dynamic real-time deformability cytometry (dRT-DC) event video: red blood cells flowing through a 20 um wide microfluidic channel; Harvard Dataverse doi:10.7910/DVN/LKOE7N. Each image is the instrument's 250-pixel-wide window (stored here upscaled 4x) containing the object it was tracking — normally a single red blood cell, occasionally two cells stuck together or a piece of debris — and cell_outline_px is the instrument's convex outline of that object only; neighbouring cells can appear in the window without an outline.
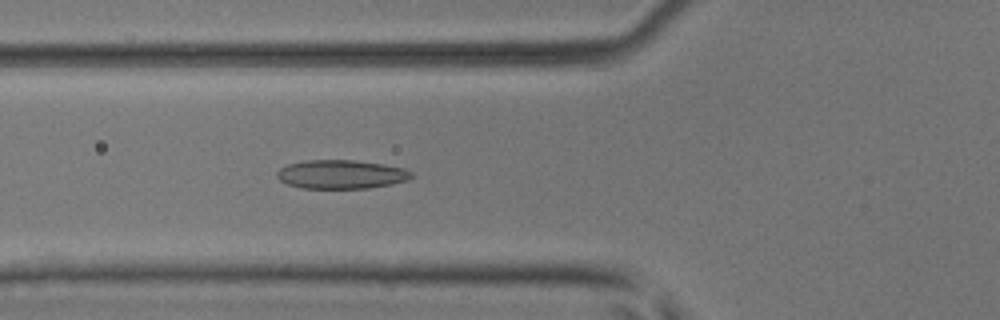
{"species": "common noctule bat (a hibernating species)", "species_latin": "Nyctalus noctula", "temperature_condition": "room temperature", "stored_images_in_passage": 49, "camera_frame_rate_fps": 3000, "um_per_image_px": 0.085, "animal": {"sex": "male", "body_mass_g": 17.9, "forearm_length_mm": 54.2}, "frame": {"image": 1, "passage_image": 18, "time_ms": 5.667, "image_size_px": [1000, 320], "cell_outline_px": [[412, 176], [408, 180], [392, 184], [368, 188], [304, 188], [288, 184], [280, 180], [276, 176], [276, 172], [280, 168], [288, 164], [308, 160], [356, 160], [384, 164], [404, 168], [412, 172]], "centroid_in_image_um": [29.01, 14.81], "position_along_channel_um": 96.8, "area_um2": 22.54}}
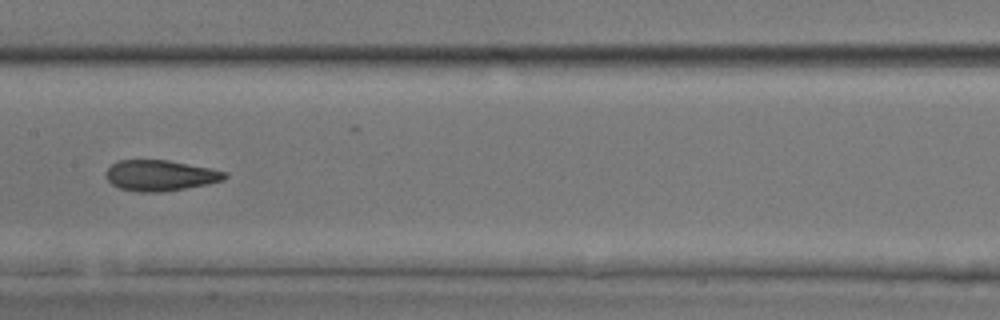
{"frame": {"image": 2, "passage_image": 25, "time_ms": 8.0, "image_size_px": [1000, 320], "cell_outline_px": [[228, 176], [224, 180], [208, 184], [160, 192], [136, 192], [120, 188], [112, 184], [104, 176], [104, 172], [116, 160], [168, 160], [212, 168], [228, 172]], "centroid_in_image_um": [13.62, 14.91], "position_along_channel_um": 193.8, "area_um2": 21.5}}
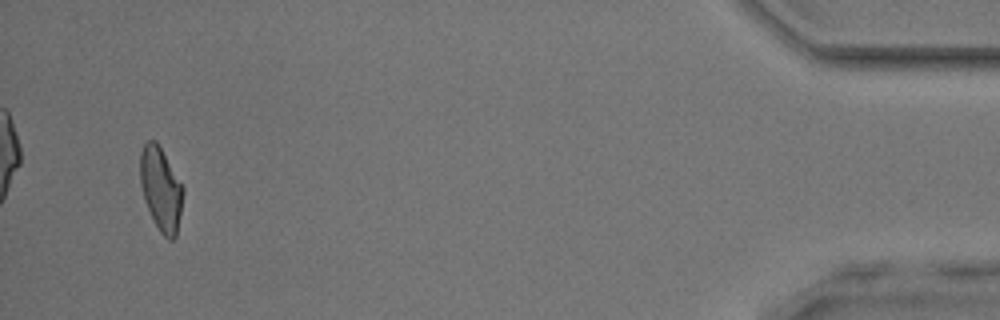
{"frame": {"image": 3, "passage_image": 47, "time_ms": 15.333, "image_size_px": [1000, 320], "cell_outline_px": [[184, 192], [176, 236], [172, 240], [168, 240], [160, 232], [144, 200], [140, 184], [140, 152], [144, 144], [148, 140], [156, 140], [184, 188]], "centroid_in_image_um": [13.67, 16.06], "position_along_channel_um": 421.5, "area_um2": 20.69}, "authors_computed_cell_mechanics": {"area_um2": 21.7906, "velocity_mm_per_s": 4.1566, "shape_relaxation_time_tau1_ms": 9.9914, "shape_relaxation_time_tau2_ms": 1.9978, "deformation_change_tau1": 0.2404, "deformation_change_tau2": 0.0868}}